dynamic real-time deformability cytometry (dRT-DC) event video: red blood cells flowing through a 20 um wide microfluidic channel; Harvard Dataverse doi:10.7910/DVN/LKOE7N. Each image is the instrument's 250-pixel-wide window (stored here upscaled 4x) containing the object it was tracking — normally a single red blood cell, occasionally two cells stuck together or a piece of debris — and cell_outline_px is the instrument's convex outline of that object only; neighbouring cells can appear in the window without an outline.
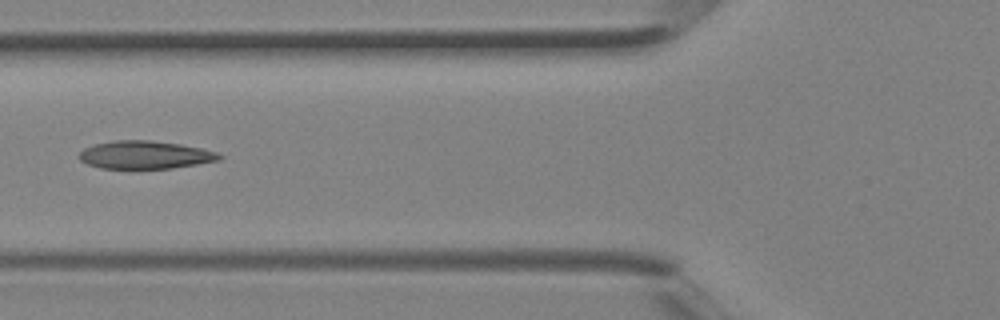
{"species": "Egyptian fruit bat (a non-hibernating species)", "species_latin": "Rousettus aegyptiacus", "temperature_condition": "room temperature", "stored_images_in_passage": 5, "camera_frame_rate_fps": 3000, "um_per_image_px": 0.085, "animal": {"sex": "female"}, "frame": {"image": 1, "passage_image": 5, "time_ms": 1.333, "image_size_px": [1000, 320], "cell_outline_px": [[224, 156], [220, 160], [172, 168], [100, 168], [88, 164], [80, 160], [80, 152], [84, 148], [96, 144], [116, 140], [148, 140], [180, 144], [200, 148], [216, 152]], "centroid_in_image_um": [12.34, 13.16], "position_along_channel_um": 113.5, "area_um2": 22.54}}